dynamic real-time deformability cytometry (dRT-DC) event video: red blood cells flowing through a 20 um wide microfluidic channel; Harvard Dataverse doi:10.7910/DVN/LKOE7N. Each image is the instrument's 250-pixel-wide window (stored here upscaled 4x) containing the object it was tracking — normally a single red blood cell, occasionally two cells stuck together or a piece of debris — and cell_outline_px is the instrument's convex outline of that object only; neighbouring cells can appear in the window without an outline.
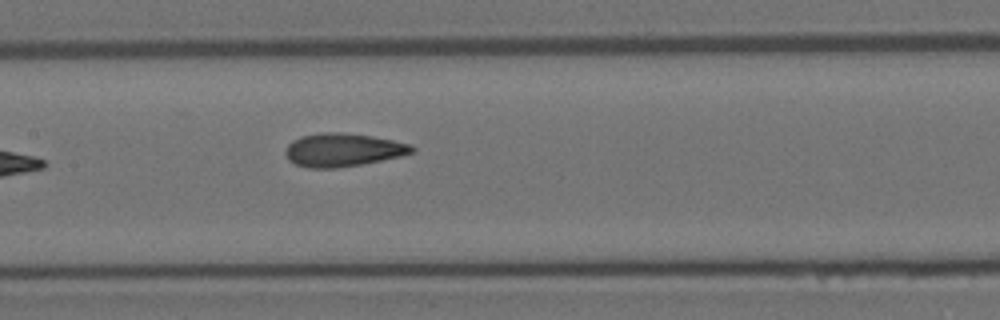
{"species": "Egyptian fruit bat (a non-hibernating species)", "species_latin": "Rousettus aegyptiacus", "temperature_condition": "room temperature", "stored_images_in_passage": 8, "camera_frame_rate_fps": 3000, "um_per_image_px": 0.085, "animal": {"sex": "female"}, "frame": {"image": 1, "passage_image": 8, "time_ms": 2.333, "image_size_px": [1000, 320], "cell_outline_px": [[416, 152], [400, 156], [360, 164], [336, 168], [308, 168], [296, 164], [288, 160], [284, 152], [288, 144], [292, 140], [300, 136], [324, 132], [340, 132], [372, 136], [412, 144], [416, 148]], "centroid_in_image_um": [29.14, 12.74], "position_along_channel_um": 178.3, "area_um2": 24.57}}